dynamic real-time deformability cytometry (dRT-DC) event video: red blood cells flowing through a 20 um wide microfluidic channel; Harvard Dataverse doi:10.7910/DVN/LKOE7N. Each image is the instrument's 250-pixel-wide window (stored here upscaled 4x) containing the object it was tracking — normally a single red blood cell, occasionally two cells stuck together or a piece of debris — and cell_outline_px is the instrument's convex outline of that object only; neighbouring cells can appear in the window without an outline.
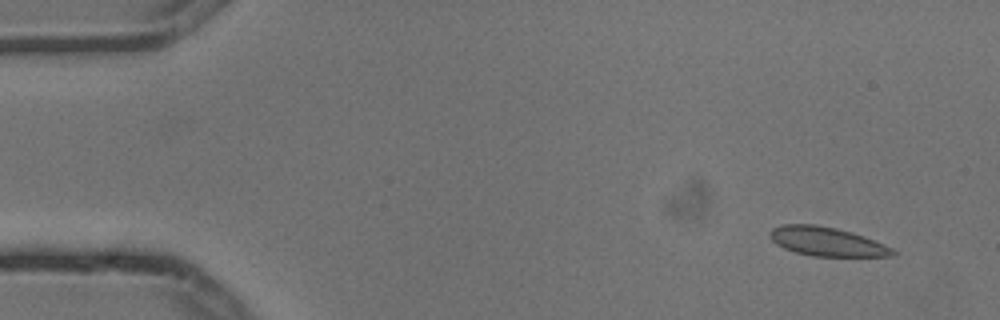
{"species": "common noctule bat (a hibernating species)", "species_latin": "Nyctalus noctula", "temperature_condition": "cold", "stored_images_in_passage": 5, "camera_frame_rate_fps": 3000, "um_per_image_px": 0.085, "animal": {"sex": "male", "body_mass_g": 13.3}, "frame": {"image": 1, "passage_image": 1, "time_ms": 0.0, "image_size_px": [1000, 320], "cell_outline_px": [[900, 252], [896, 256], [812, 256], [796, 252], [784, 248], [776, 244], [768, 236], [768, 232], [772, 228], [780, 224], [816, 224], [836, 228], [852, 232], [864, 236], [892, 248]], "centroid_in_image_um": [70.27, 20.53], "position_along_channel_um": 14.7, "area_um2": 20.92}}
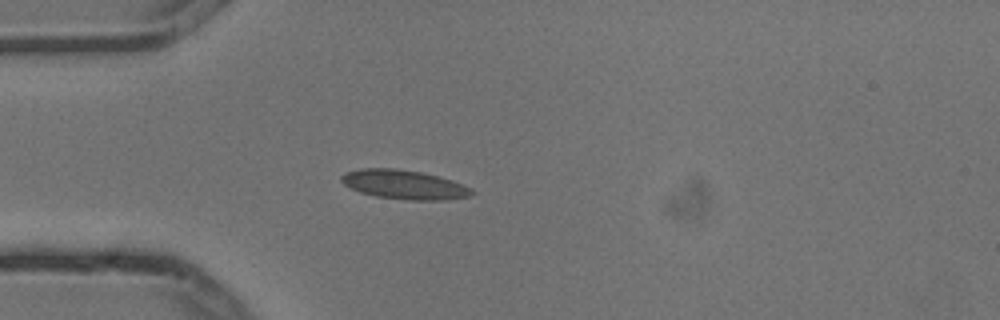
{"frame": {"image": 2, "passage_image": 4, "time_ms": 1.0, "image_size_px": [1000, 320], "cell_outline_px": [[476, 192], [468, 196], [448, 200], [408, 200], [376, 196], [360, 192], [344, 184], [340, 180], [340, 176], [344, 172], [360, 168], [392, 168], [420, 172], [452, 180], [472, 188]], "centroid_in_image_um": [34.34, 15.69], "position_along_channel_um": 50.7, "area_um2": 22.14}}